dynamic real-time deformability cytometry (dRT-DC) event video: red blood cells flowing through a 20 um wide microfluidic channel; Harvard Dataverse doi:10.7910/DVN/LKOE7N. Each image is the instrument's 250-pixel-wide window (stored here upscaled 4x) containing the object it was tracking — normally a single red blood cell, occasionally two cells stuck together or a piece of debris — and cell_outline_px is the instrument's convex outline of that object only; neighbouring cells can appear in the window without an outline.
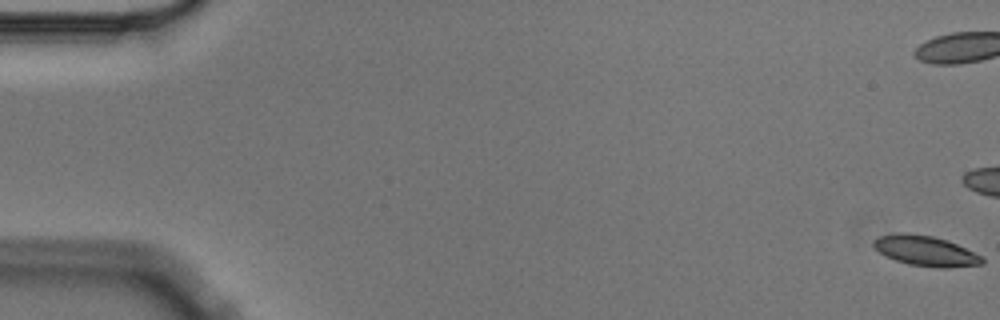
{"species": "Egyptian fruit bat (a non-hibernating species)", "species_latin": "Rousettus aegyptiacus", "temperature_condition": "cold", "stored_images_in_passage": 6, "camera_frame_rate_fps": 3000, "um_per_image_px": 0.085, "animal": {"sex": "male"}, "frame": {"image": 1, "passage_image": 1, "time_ms": 0.0, "image_size_px": [1000, 320], "cell_outline_px": [[984, 264], [948, 268], [940, 268], [908, 264], [896, 260], [880, 252], [872, 244], [872, 240], [876, 236], [896, 232], [908, 232], [932, 236], [948, 240], [984, 256]], "centroid_in_image_um": [78.69, 21.31], "position_along_channel_um": 6.3, "area_um2": 19.42}}